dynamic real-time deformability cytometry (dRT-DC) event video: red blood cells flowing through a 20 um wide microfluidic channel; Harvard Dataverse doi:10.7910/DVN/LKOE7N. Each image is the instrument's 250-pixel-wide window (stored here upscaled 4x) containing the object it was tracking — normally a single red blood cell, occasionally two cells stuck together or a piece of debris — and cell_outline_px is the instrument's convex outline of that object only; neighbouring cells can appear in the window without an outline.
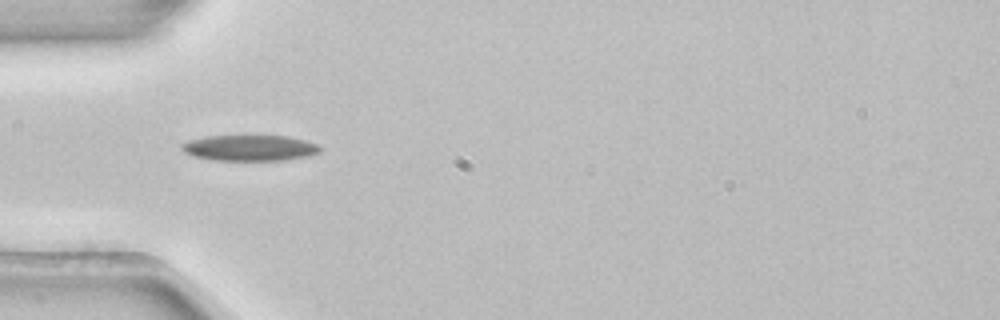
{"species": "common noctule bat (a hibernating species)", "species_latin": "Nyctalus noctula", "temperature_condition": "room temperature", "stored_images_in_passage": 5, "camera_frame_rate_fps": 3000, "um_per_image_px": 0.085, "animal": {"sex": "female", "body_mass_g": 22.7, "forearm_length_mm": 54.2}, "frame": {"image": 1, "passage_image": 4, "time_ms": 1.0, "image_size_px": [1000, 320], "cell_outline_px": [[320, 152], [308, 156], [284, 160], [212, 160], [192, 156], [184, 152], [180, 148], [180, 144], [188, 140], [204, 136], [288, 136], [304, 140], [316, 144], [320, 148]], "centroid_in_image_um": [21.16, 12.57], "position_along_channel_um": 63.8, "area_um2": 20.87}}